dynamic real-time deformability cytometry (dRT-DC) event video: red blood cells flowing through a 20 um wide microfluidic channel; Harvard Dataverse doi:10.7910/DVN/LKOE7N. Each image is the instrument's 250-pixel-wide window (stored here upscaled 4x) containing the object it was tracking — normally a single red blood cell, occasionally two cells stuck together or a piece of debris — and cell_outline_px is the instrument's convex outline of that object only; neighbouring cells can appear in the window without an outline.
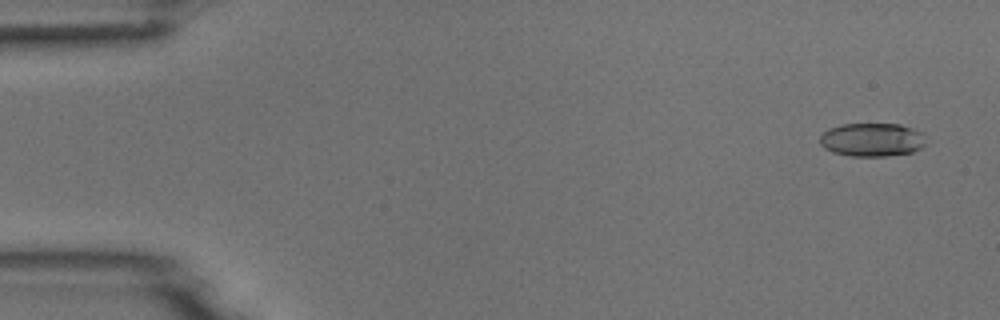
{"species": "common noctule bat (a hibernating species)", "species_latin": "Nyctalus noctula", "temperature_condition": "room temperature", "stored_images_in_passage": 53, "camera_frame_rate_fps": 3000, "um_per_image_px": 0.085, "animal": {"sex": "male", "body_mass_g": 18.8}, "frame": {"image": 1, "passage_image": 3, "time_ms": 0.667, "image_size_px": [1000, 320], "cell_outline_px": [[924, 144], [920, 148], [912, 152], [888, 156], [852, 156], [832, 152], [824, 148], [820, 144], [820, 136], [828, 128], [840, 124], [900, 124], [924, 132]], "centroid_in_image_um": [74.11, 11.87], "position_along_channel_um": 10.9, "area_um2": 20.81}}
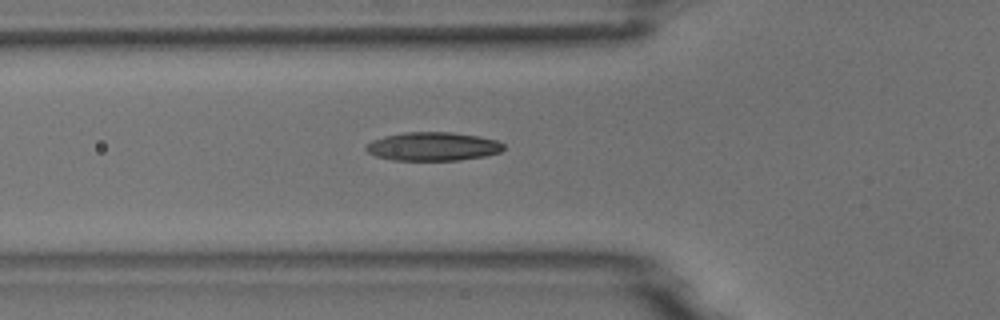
{"frame": {"image": 2, "passage_image": 19, "time_ms": 6.0, "image_size_px": [1000, 320], "cell_outline_px": [[504, 148], [500, 152], [484, 156], [460, 160], [392, 160], [376, 156], [368, 152], [364, 148], [372, 140], [384, 136], [404, 132], [452, 132], [480, 136], [496, 140], [504, 144]], "centroid_in_image_um": [36.8, 12.44], "position_along_channel_um": 89.0, "area_um2": 22.95}}
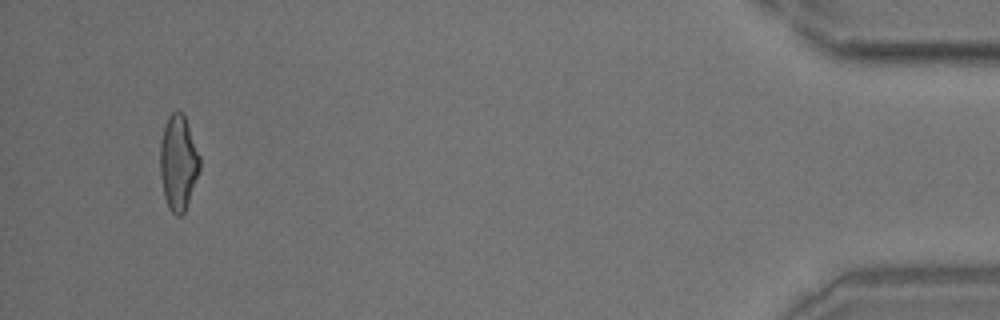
{"frame": {"image": 3, "passage_image": 51, "time_ms": 16.667, "image_size_px": [1000, 320], "cell_outline_px": [[200, 172], [184, 212], [180, 216], [176, 216], [168, 208], [164, 196], [160, 176], [160, 140], [164, 124], [168, 116], [172, 112], [180, 112], [184, 116], [200, 156]], "centroid_in_image_um": [15.14, 13.85], "position_along_channel_um": 420.1, "area_um2": 22.02}}